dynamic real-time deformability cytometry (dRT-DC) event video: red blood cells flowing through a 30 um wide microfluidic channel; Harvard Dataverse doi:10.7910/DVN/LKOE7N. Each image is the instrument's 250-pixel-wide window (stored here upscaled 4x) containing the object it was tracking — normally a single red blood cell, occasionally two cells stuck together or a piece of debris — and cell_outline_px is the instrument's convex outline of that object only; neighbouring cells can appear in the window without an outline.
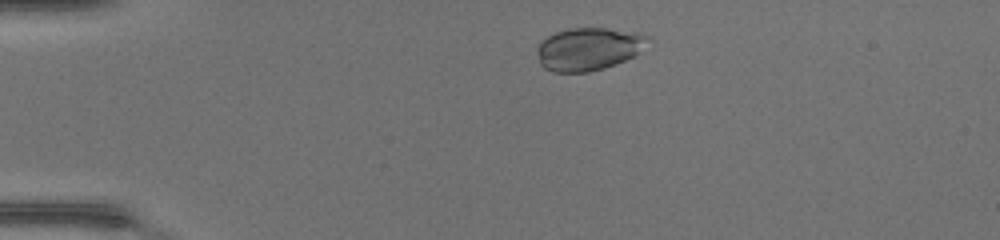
{"species": "common noctule bat (a hibernating species)", "species_latin": "Nyctalus noctula", "temperature_condition": "warm", "stored_images_in_passage": 41, "camera_frame_rate_fps": 3000, "um_per_image_px": 0.085, "animal": {"sex": "female", "body_mass_g": 17.0, "forearm_length_mm": 48.0}, "frame": {"image": 1, "passage_image": 4, "time_ms": 1.0, "image_size_px": [1000, 240], "cell_outline_px": [[652, 40], [632, 56], [624, 60], [604, 68], [588, 72], [552, 72], [544, 68], [540, 64], [536, 52], [536, 48], [540, 40], [556, 32], [568, 28], [608, 28], [640, 32], [648, 36]], "centroid_in_image_um": [50.0, 4.14], "position_along_channel_um": 35.0, "area_um2": 27.86}}
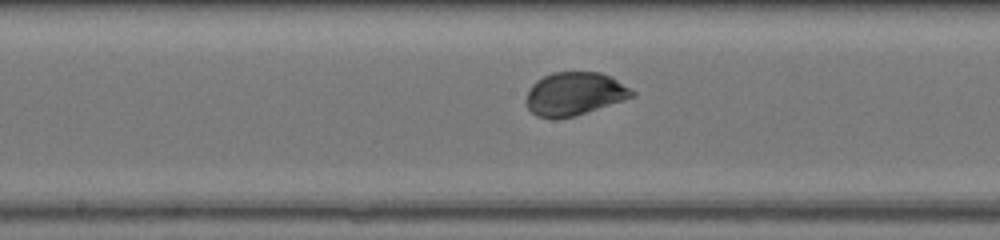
{"frame": {"image": 2, "passage_image": 19, "time_ms": 6.0, "image_size_px": [1000, 240], "cell_outline_px": [[636, 96], [576, 116], [552, 120], [536, 116], [528, 108], [524, 100], [532, 84], [536, 80], [552, 72], [600, 72], [612, 76], [636, 92]], "centroid_in_image_um": [48.83, 7.99], "position_along_channel_um": 199.4, "area_um2": 27.11}}
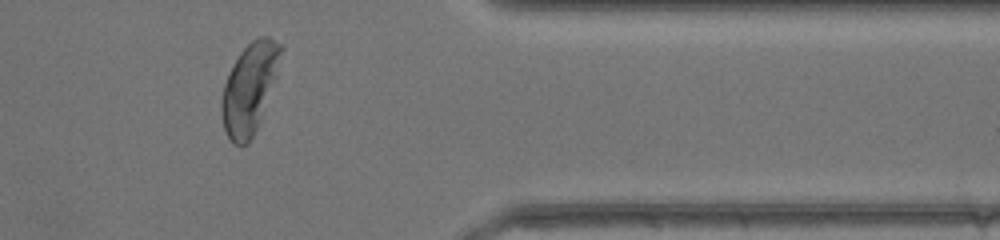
{"frame": {"image": 3, "passage_image": 33, "time_ms": 10.667, "image_size_px": [1000, 240], "cell_outline_px": [[284, 48], [276, 80], [260, 120], [248, 144], [240, 148], [232, 144], [224, 128], [220, 108], [220, 100], [224, 84], [228, 72], [240, 52], [252, 40], [260, 36], [268, 36], [280, 44]], "centroid_in_image_um": [21.21, 7.51], "position_along_channel_um": 390.2, "area_um2": 31.5}, "authors_computed_cell_mechanics": {"area_um2": 27.6284, "velocity_mm_per_s": 4.4197, "shape_relaxation_time_tau1_ms": 1.6218, "shape_relaxation_time_tau2_ms": null, "deformation_change_tau1": 0.127, "deformation_change_tau2": null}}